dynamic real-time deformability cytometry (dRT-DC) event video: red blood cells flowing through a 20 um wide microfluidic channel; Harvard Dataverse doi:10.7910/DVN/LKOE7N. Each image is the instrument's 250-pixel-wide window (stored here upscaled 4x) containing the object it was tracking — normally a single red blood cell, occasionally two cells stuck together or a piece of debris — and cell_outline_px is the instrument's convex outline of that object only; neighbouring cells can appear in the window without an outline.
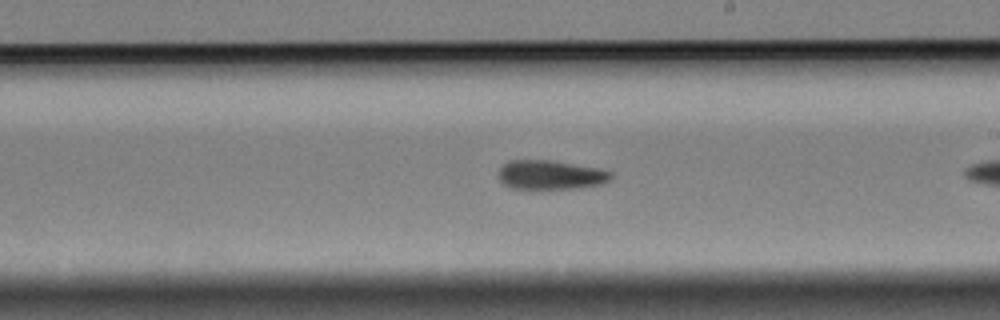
{"species": "Egyptian fruit bat (a non-hibernating species)", "species_latin": "Rousettus aegyptiacus", "temperature_condition": "cold", "stored_images_in_passage": 14, "camera_frame_rate_fps": 3000, "um_per_image_px": 0.085, "animal": {"sex": "female"}, "frame": {"image": 1, "passage_image": 12, "time_ms": 3.667, "image_size_px": [1000, 320], "cell_outline_px": [[612, 176], [608, 180], [600, 184], [580, 188], [512, 188], [504, 184], [496, 176], [500, 168], [508, 160], [552, 160], [604, 168], [612, 172]], "centroid_in_image_um": [46.81, 14.84], "position_along_channel_um": 242.2, "area_um2": 19.31}}